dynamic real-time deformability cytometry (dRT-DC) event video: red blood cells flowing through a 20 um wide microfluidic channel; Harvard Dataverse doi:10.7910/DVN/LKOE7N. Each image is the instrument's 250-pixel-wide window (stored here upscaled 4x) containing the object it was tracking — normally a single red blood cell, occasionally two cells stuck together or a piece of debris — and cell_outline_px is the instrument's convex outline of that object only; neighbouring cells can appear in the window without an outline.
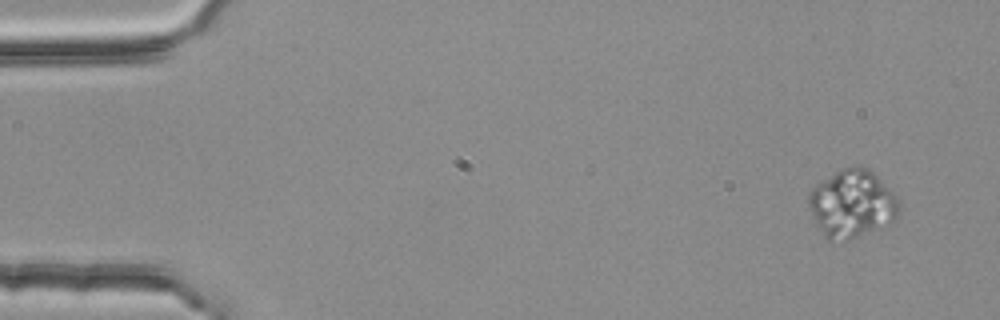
{"species": "common noctule bat (a hibernating species)", "species_latin": "Nyctalus noctula", "temperature_condition": "room temperature", "stored_images_in_passage": 4, "camera_frame_rate_fps": 3000, "um_per_image_px": 0.085, "animal": {"sex": "female", "body_mass_g": 25.1}, "frame": {"image": 1, "passage_image": 1, "time_ms": 0.0, "image_size_px": [1000, 320], "cell_outline_px": [[900, 212], [896, 220], [884, 228], [832, 244], [824, 236], [812, 216], [808, 204], [808, 192], [816, 184], [836, 172], [844, 168], [864, 168], [872, 172], [900, 200]], "centroid_in_image_um": [72.43, 17.39], "position_along_channel_um": 12.6, "area_um2": 35.72}}
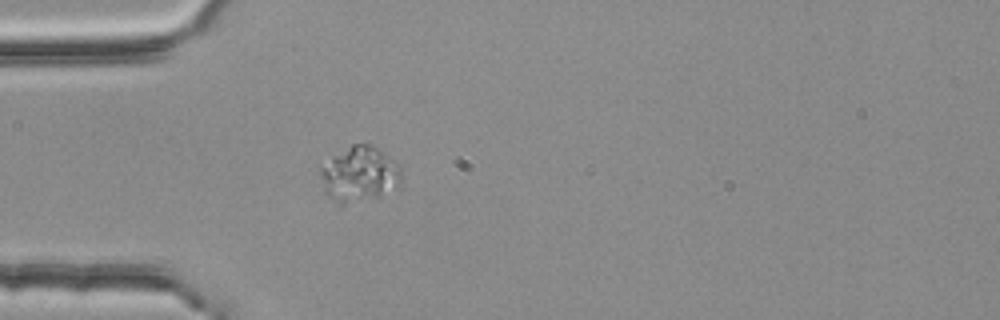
{"frame": {"image": 2, "passage_image": 4, "time_ms": 1.0, "image_size_px": [1000, 320], "cell_outline_px": [[404, 176], [400, 184], [380, 196], [340, 208], [324, 192], [320, 176], [320, 164], [332, 156], [352, 144], [368, 144], [376, 148], [396, 164]], "centroid_in_image_um": [30.48, 14.87], "position_along_channel_um": 54.5, "area_um2": 26.47}}